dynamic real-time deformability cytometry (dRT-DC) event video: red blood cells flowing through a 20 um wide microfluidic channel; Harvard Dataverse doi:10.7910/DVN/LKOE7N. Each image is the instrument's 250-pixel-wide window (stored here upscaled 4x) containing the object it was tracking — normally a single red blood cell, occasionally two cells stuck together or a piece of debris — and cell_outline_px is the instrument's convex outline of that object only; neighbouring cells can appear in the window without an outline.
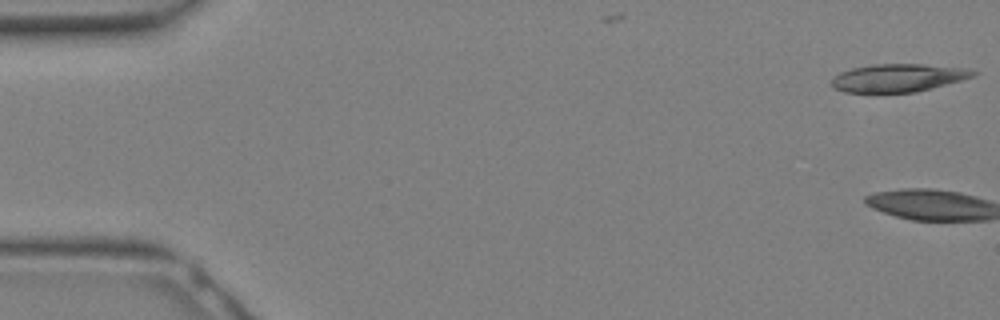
{"species": "Egyptian fruit bat (a non-hibernating species)", "species_latin": "Rousettus aegyptiacus", "temperature_condition": "warm", "stored_images_in_passage": 2, "camera_frame_rate_fps": 3000, "um_per_image_px": 0.085, "animal": {"sex": "female"}, "frame": {"image": 1, "passage_image": 1, "time_ms": 0.0, "image_size_px": [1000, 320], "cell_outline_px": [[980, 72], [972, 76], [960, 80], [932, 88], [916, 92], [844, 92], [832, 88], [832, 76], [840, 72], [852, 68], [872, 64], [920, 64], [960, 68]], "centroid_in_image_um": [76.26, 6.62], "position_along_channel_um": 8.7, "area_um2": 22.83}}